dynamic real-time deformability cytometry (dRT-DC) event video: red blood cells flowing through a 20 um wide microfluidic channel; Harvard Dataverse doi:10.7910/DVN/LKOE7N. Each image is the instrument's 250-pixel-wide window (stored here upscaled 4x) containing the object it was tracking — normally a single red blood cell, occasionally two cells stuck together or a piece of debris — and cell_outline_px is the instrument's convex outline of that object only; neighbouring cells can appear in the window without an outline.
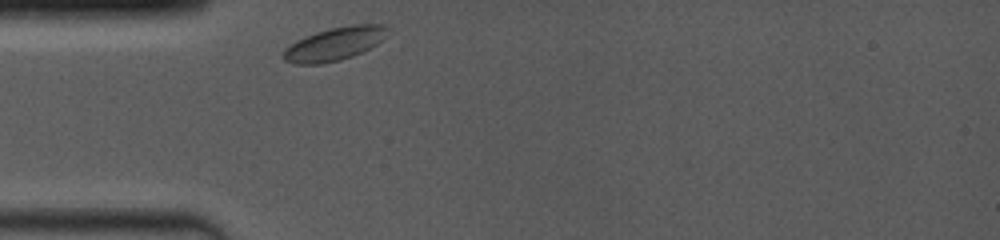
{"species": "common noctule bat (a hibernating species)", "species_latin": "Nyctalus noctula", "temperature_condition": "room temperature", "stored_images_in_passage": 1, "camera_frame_rate_fps": 4000, "um_per_image_px": 0.085, "animal": {"sex": "female", "body_mass_g": 19.0, "forearm_length_mm": 53.3}, "frame": {"image": 1, "passage_image": 1, "time_ms": 0.0, "image_size_px": [1000, 240], "cell_outline_px": [[392, 28], [388, 36], [376, 44], [352, 56], [340, 60], [320, 64], [292, 64], [284, 60], [280, 56], [284, 48], [296, 40], [304, 36], [328, 28], [352, 24], [384, 24]], "centroid_in_image_um": [28.43, 3.71], "position_along_channel_um": 56.6, "area_um2": 20.63}}